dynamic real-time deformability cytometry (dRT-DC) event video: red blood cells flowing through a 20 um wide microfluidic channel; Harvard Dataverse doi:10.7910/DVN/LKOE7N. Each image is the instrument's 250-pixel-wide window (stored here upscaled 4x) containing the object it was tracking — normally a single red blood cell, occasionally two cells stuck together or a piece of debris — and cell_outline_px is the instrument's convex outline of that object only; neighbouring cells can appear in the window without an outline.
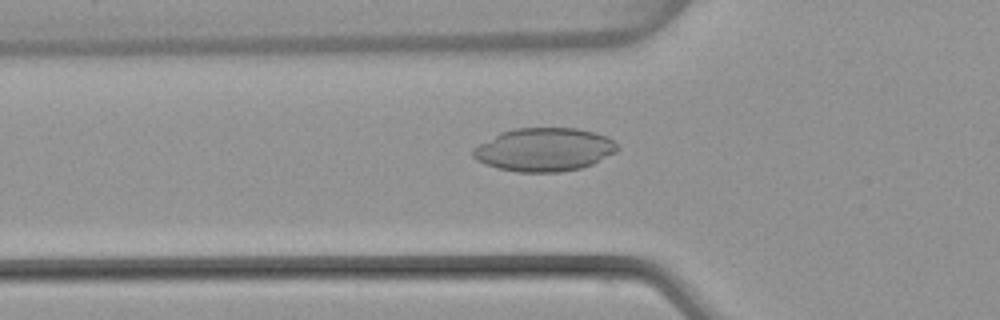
{"species": "common noctule bat (a hibernating species)", "species_latin": "Nyctalus noctula", "temperature_condition": "warm", "stored_images_in_passage": 34, "camera_frame_rate_fps": 3000, "um_per_image_px": 0.085, "animal": {"sex": "female", "body_mass_g": 22.7, "forearm_length_mm": 54.2}, "frame": {"image": 1, "passage_image": 5, "time_ms": 1.333, "image_size_px": [1000, 320], "cell_outline_px": [[620, 148], [616, 152], [592, 164], [580, 168], [560, 172], [516, 172], [500, 168], [476, 160], [472, 156], [472, 148], [500, 132], [516, 128], [576, 128], [596, 132], [608, 136]], "centroid_in_image_um": [46.27, 12.71], "position_along_channel_um": 79.5, "area_um2": 36.47}}
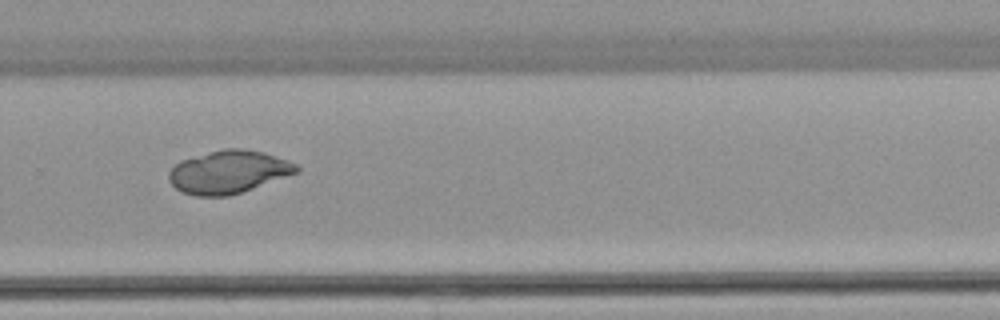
{"frame": {"image": 2, "passage_image": 22, "time_ms": 7.0, "image_size_px": [1000, 320], "cell_outline_px": [[300, 168], [296, 172], [252, 188], [228, 196], [196, 196], [184, 192], [176, 188], [168, 180], [168, 172], [180, 160], [208, 152], [224, 148], [240, 148], [264, 152], [288, 160], [296, 164]], "centroid_in_image_um": [19.38, 14.6], "position_along_channel_um": 310.4, "area_um2": 31.56}}
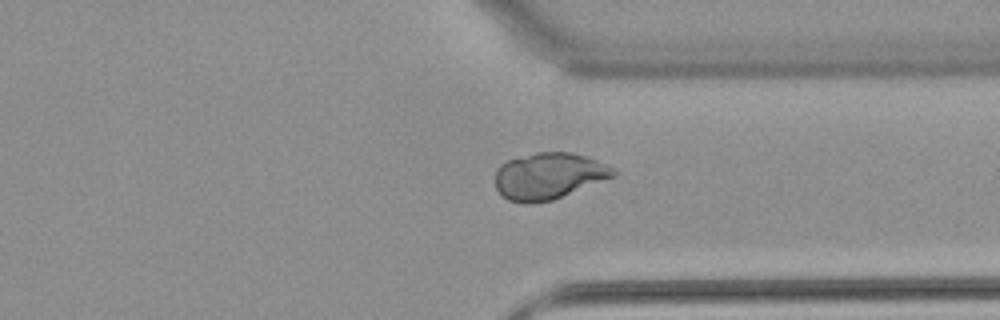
{"frame": {"image": 3, "passage_image": 26, "time_ms": 8.333, "image_size_px": [1000, 320], "cell_outline_px": [[616, 176], [552, 200], [532, 204], [508, 200], [496, 188], [496, 168], [500, 164], [508, 160], [536, 152], [572, 152], [596, 160], [612, 168], [616, 172]], "centroid_in_image_um": [46.63, 14.96], "position_along_channel_um": 364.8, "area_um2": 31.79}}